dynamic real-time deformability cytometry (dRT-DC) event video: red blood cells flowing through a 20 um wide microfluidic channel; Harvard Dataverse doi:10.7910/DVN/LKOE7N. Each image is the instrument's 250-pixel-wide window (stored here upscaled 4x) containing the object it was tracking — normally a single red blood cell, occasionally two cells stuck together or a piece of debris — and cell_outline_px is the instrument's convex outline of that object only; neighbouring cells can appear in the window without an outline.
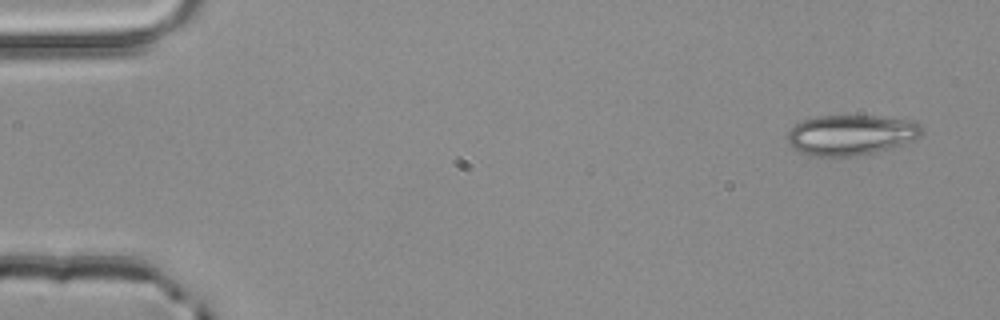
{"species": "common noctule bat (a hibernating species)", "species_latin": "Nyctalus noctula", "temperature_condition": "room temperature", "stored_images_in_passage": 3, "camera_frame_rate_fps": 3000, "um_per_image_px": 0.085, "animal": {"sex": "male", "body_mass_g": 20.4}, "frame": {"image": 1, "passage_image": 1, "time_ms": 0.0, "image_size_px": [1000, 320], "cell_outline_px": [[924, 132], [920, 136], [912, 140], [892, 148], [856, 156], [812, 156], [800, 152], [792, 148], [788, 144], [788, 132], [800, 120], [816, 116], [876, 116], [912, 120], [920, 124], [924, 128]], "centroid_in_image_um": [72.34, 11.46], "position_along_channel_um": 12.7, "area_um2": 31.79}}
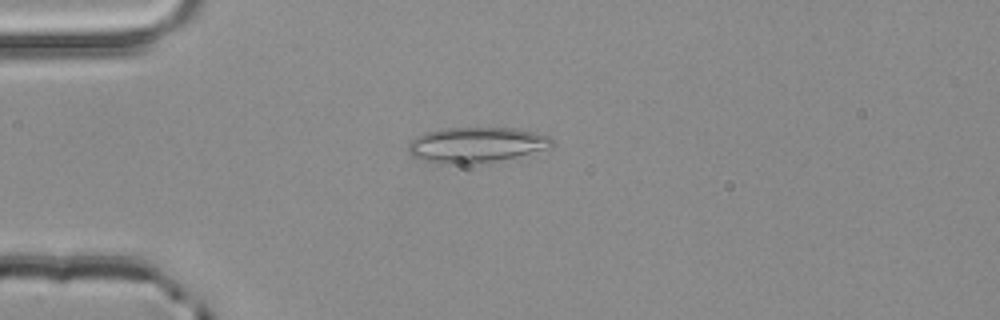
{"frame": {"image": 2, "passage_image": 3, "time_ms": 0.667, "image_size_px": [1000, 320], "cell_outline_px": [[552, 144], [544, 148], [516, 156], [492, 160], [460, 164], [440, 164], [424, 160], [412, 156], [408, 152], [408, 144], [416, 136], [424, 132], [440, 128], [516, 128], [552, 136]], "centroid_in_image_um": [40.39, 12.28], "position_along_channel_um": 44.6, "area_um2": 29.13}}